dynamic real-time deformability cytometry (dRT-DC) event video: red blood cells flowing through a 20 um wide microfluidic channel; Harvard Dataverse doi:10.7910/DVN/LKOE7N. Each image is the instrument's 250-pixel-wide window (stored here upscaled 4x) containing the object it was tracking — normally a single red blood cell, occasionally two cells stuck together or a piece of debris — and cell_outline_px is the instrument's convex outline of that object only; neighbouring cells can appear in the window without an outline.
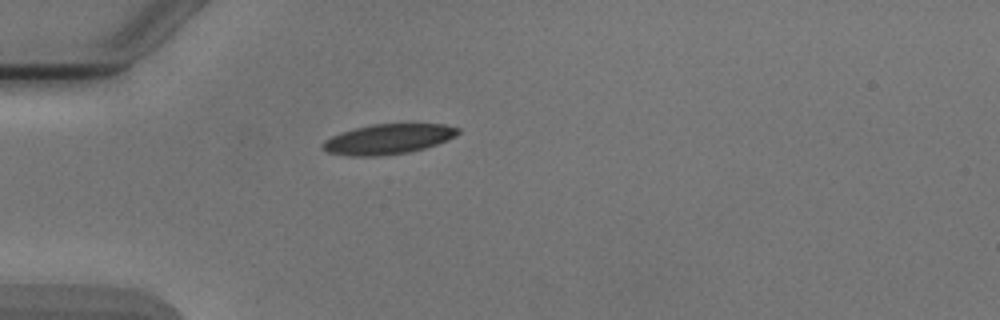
{"species": "Egyptian fruit bat (a non-hibernating species)", "species_latin": "Rousettus aegyptiacus", "temperature_condition": "cold", "stored_images_in_passage": 1, "camera_frame_rate_fps": 3000, "um_per_image_px": 0.085, "animal": {"sex": "male"}, "frame": {"image": 1, "passage_image": 1, "time_ms": 0.0, "image_size_px": [1000, 320], "cell_outline_px": [[460, 132], [448, 140], [424, 148], [408, 152], [376, 156], [348, 156], [328, 152], [320, 148], [320, 144], [324, 140], [332, 136], [356, 128], [372, 124], [444, 124], [460, 128]], "centroid_in_image_um": [32.97, 11.82], "position_along_channel_um": 52.0, "area_um2": 23.58}}